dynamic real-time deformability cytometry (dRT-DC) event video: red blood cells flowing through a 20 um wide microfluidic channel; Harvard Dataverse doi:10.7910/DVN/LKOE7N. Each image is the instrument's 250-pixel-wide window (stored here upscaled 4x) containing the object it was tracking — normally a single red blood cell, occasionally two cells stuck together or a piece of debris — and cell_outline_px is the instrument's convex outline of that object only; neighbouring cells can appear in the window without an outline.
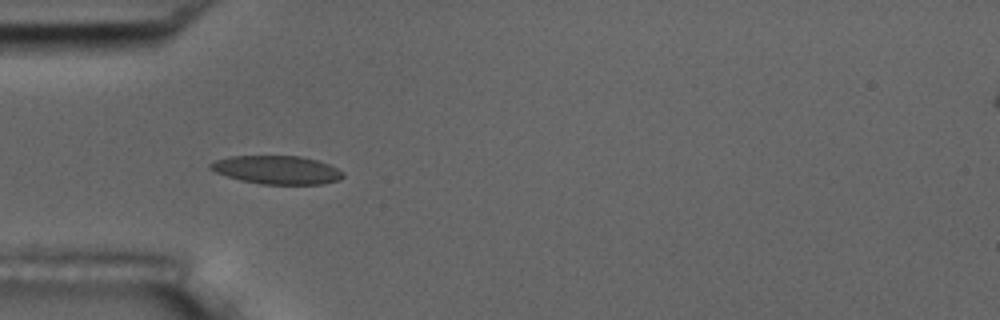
{"species": "common noctule bat (a hibernating species)", "species_latin": "Nyctalus noctula", "temperature_condition": "room temperature", "stored_images_in_passage": 7, "camera_frame_rate_fps": 3000, "um_per_image_px": 0.085, "animal": {"sex": "male", "body_mass_g": 17.5, "forearm_length_mm": 52.3}, "frame": {"image": 1, "passage_image": 4, "time_ms": 4.333, "image_size_px": [1000, 320], "cell_outline_px": [[344, 176], [340, 180], [320, 184], [260, 184], [240, 180], [216, 172], [208, 168], [208, 164], [216, 160], [228, 156], [300, 156], [316, 160], [328, 164], [344, 172]], "centroid_in_image_um": [23.53, 14.44], "position_along_channel_um": 61.5, "area_um2": 21.91}}
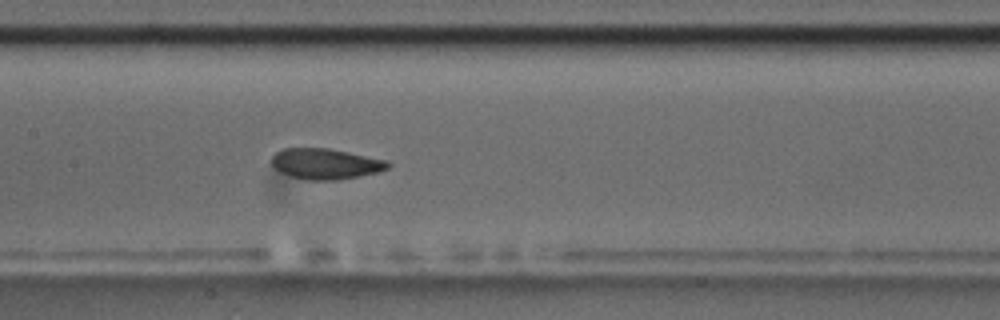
{"frame": {"image": 2, "passage_image": 7, "time_ms": 7.667, "image_size_px": [1000, 320], "cell_outline_px": [[392, 164], [388, 168], [380, 172], [336, 180], [308, 180], [292, 176], [280, 172], [272, 168], [272, 156], [280, 148], [328, 148], [388, 160]], "centroid_in_image_um": [27.67, 13.92], "position_along_channel_um": 179.7, "area_um2": 20.92}}